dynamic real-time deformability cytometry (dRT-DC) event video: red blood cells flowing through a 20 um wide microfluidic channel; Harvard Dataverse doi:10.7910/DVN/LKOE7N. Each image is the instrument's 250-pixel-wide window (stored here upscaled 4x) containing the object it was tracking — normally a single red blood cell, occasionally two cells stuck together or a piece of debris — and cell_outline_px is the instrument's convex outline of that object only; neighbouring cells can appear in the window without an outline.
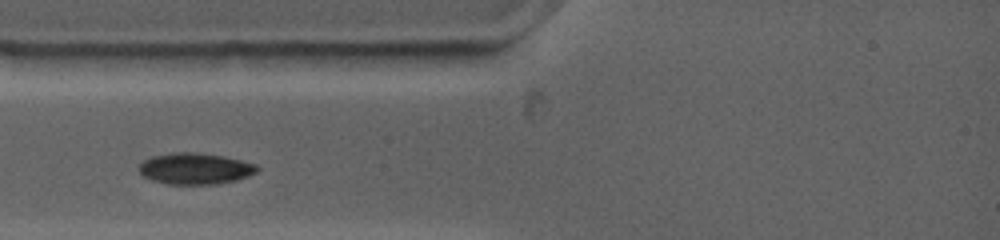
{"species": "common noctule bat (a hibernating species)", "species_latin": "Nyctalus noctula", "temperature_condition": "warm", "stored_images_in_passage": 49, "camera_frame_rate_fps": 4500, "um_per_image_px": 0.085, "animal": {"sex": "female", "body_mass_g": 19.0, "forearm_length_mm": 53.3}, "frame": {"image": 1, "passage_image": 1, "time_ms": 0.0, "image_size_px": [1000, 240], "cell_outline_px": [[260, 168], [256, 172], [248, 176], [236, 180], [212, 184], [168, 184], [152, 180], [144, 176], [140, 172], [140, 164], [144, 160], [152, 156], [172, 152], [196, 152], [224, 156], [256, 164]], "centroid_in_image_um": [16.59, 14.32], "position_along_channel_um": 68.4, "area_um2": 21.44}}
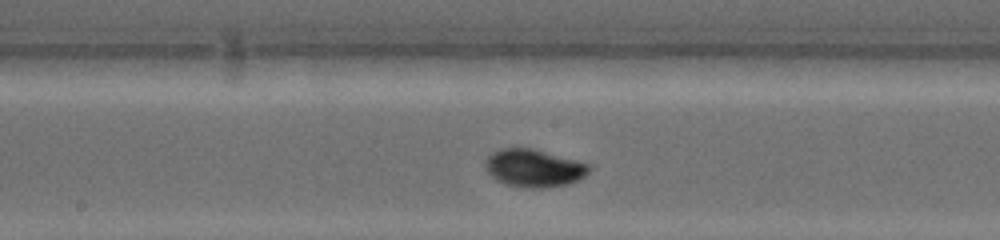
{"frame": {"image": 2, "passage_image": 27, "time_ms": 3.556, "image_size_px": [1000, 240], "cell_outline_px": [[592, 168], [584, 176], [568, 184], [548, 188], [524, 188], [504, 184], [496, 180], [484, 168], [484, 160], [492, 152], [500, 148], [532, 148], [576, 160], [588, 164]], "centroid_in_image_um": [45.34, 14.29], "position_along_channel_um": 202.9, "area_um2": 23.0}}
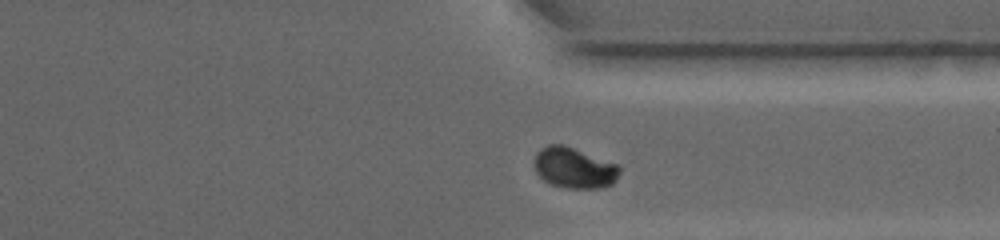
{"frame": {"image": 3, "passage_image": 44, "time_ms": 7.778, "image_size_px": [1000, 240], "cell_outline_px": [[620, 172], [616, 180], [612, 184], [600, 188], [568, 188], [552, 184], [544, 180], [536, 172], [532, 164], [540, 148], [548, 144], [564, 144], [616, 164], [620, 168]], "centroid_in_image_um": [48.78, 14.26], "position_along_channel_um": 362.6, "area_um2": 20.23}}